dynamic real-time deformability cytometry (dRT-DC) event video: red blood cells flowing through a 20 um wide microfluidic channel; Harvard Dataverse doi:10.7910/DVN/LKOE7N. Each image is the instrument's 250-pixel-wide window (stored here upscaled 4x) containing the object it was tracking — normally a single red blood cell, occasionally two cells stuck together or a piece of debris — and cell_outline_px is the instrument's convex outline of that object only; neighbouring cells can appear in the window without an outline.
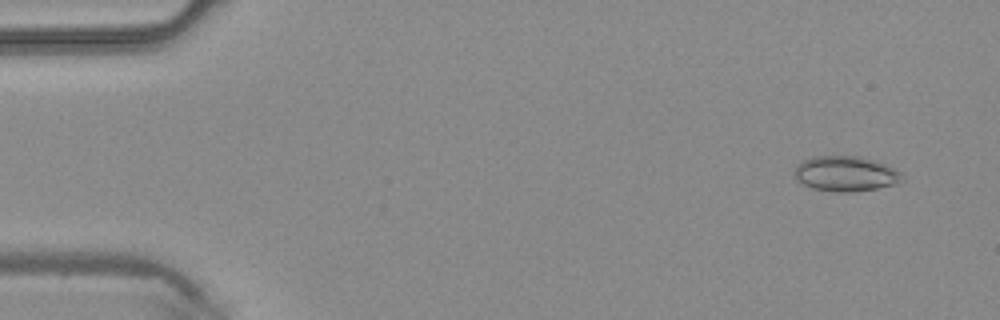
{"species": "common noctule bat (a hibernating species)", "species_latin": "Nyctalus noctula", "temperature_condition": "warm", "stored_images_in_passage": 5, "camera_frame_rate_fps": 3000, "um_per_image_px": 0.085, "animal": {"sex": "male", "body_mass_g": 20.4}, "frame": {"image": 1, "passage_image": 1, "time_ms": 0.0, "image_size_px": [1000, 320], "cell_outline_px": [[904, 180], [896, 184], [876, 188], [852, 192], [836, 192], [812, 188], [796, 180], [796, 164], [812, 156], [860, 156], [884, 164], [900, 172]], "centroid_in_image_um": [71.87, 14.77], "position_along_channel_um": 13.1, "area_um2": 21.91}}
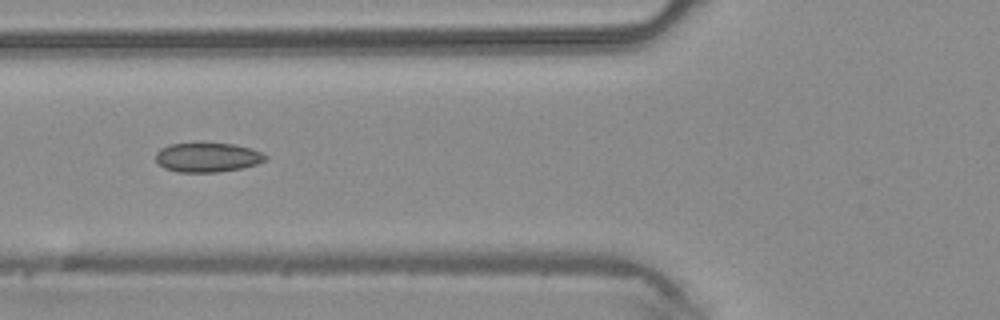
{"frame": {"image": 2, "passage_image": 5, "time_ms": 1.333, "image_size_px": [1000, 320], "cell_outline_px": [[268, 156], [264, 160], [256, 164], [244, 168], [220, 172], [176, 172], [164, 168], [156, 160], [156, 152], [160, 148], [168, 144], [204, 140], [232, 144], [252, 148]], "centroid_in_image_um": [17.6, 13.33], "position_along_channel_um": 108.2, "area_um2": 19.59}}